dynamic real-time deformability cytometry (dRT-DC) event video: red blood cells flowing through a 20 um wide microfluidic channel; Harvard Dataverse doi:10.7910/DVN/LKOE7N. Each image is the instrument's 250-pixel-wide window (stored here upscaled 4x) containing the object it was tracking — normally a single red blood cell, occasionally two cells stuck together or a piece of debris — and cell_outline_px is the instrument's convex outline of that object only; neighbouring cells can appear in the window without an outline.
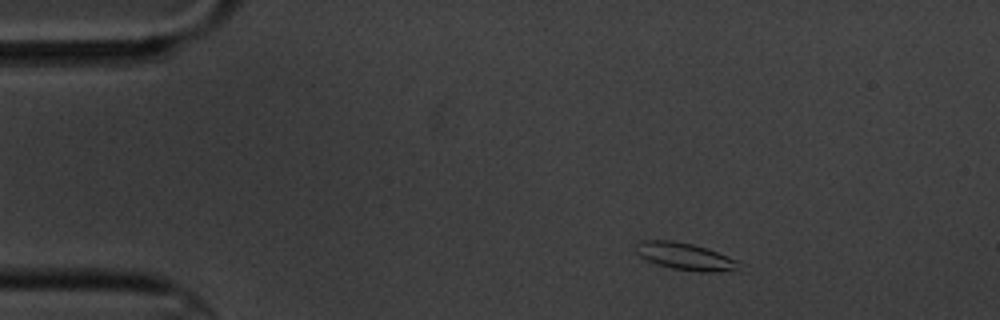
{"species": "common noctule bat (a hibernating species)", "species_latin": "Nyctalus noctula", "temperature_condition": "cold", "stored_images_in_passage": 3, "camera_frame_rate_fps": 3000, "um_per_image_px": 0.085, "animal": {"sex": "male", "body_mass_g": 20.1, "forearm_length_mm": 53.5}, "frame": {"image": 1, "passage_image": 1, "time_ms": 0.0, "image_size_px": [1000, 320], "cell_outline_px": [[744, 272], [700, 272], [672, 268], [648, 260], [640, 256], [636, 252], [636, 244], [640, 240], [672, 240], [692, 244], [716, 252], [736, 260]], "centroid_in_image_um": [58.3, 21.82], "position_along_channel_um": 26.7, "area_um2": 16.3}}